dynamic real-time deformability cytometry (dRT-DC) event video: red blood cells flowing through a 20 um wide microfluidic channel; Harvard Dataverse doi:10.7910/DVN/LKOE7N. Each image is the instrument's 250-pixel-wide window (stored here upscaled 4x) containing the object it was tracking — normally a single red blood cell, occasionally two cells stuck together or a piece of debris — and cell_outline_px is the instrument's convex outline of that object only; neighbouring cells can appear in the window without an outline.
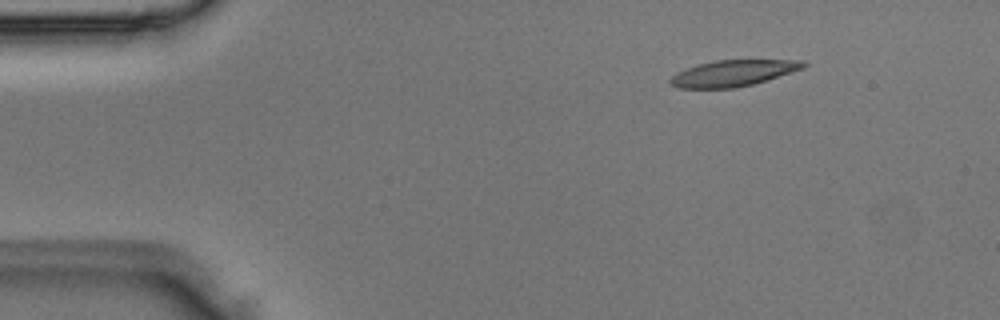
{"species": "Egyptian fruit bat (a non-hibernating species)", "species_latin": "Rousettus aegyptiacus", "temperature_condition": "room temperature", "stored_images_in_passage": 4, "camera_frame_rate_fps": 3000, "um_per_image_px": 0.085, "animal": {"sex": "male"}, "frame": {"image": 1, "passage_image": 2, "time_ms": 0.333, "image_size_px": [1000, 320], "cell_outline_px": [[808, 64], [804, 68], [752, 84], [736, 88], [676, 88], [668, 80], [676, 72], [700, 64], [716, 60], [804, 60]], "centroid_in_image_um": [62.31, 6.22], "position_along_channel_um": 22.7, "area_um2": 20.11}}